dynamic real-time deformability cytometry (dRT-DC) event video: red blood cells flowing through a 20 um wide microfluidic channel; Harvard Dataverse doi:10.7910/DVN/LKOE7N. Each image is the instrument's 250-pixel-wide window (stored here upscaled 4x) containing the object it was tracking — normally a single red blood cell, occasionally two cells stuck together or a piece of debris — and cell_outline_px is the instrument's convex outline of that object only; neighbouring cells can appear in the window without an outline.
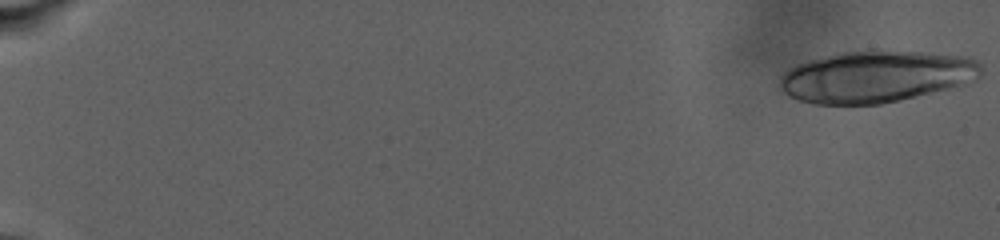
{"species": "human", "species_latin": "Homo sapiens", "temperature_condition": "warm", "stored_images_in_passage": 48, "camera_frame_rate_fps": 3000, "um_per_image_px": 0.085, "donor": {"sex": "male"}, "frame": {"image": 1, "passage_image": 1, "time_ms": 0.0, "image_size_px": [1000, 240], "cell_outline_px": [[984, 68], [980, 76], [976, 80], [900, 100], [880, 104], [816, 104], [800, 100], [788, 96], [780, 88], [780, 76], [784, 72], [796, 64], [808, 60], [836, 52], [924, 52], [972, 56]], "centroid_in_image_um": [74.47, 6.51], "position_along_channel_um": 10.5, "area_um2": 60.29}}
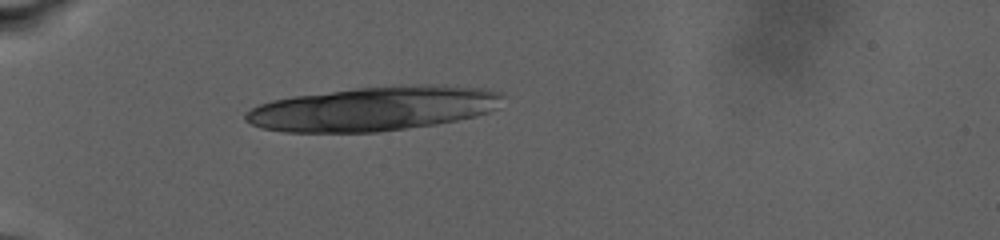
{"frame": {"image": 2, "passage_image": 18, "time_ms": 8.667, "image_size_px": [1000, 240], "cell_outline_px": [[508, 96], [496, 108], [488, 112], [476, 116], [436, 124], [376, 132], [284, 132], [260, 128], [244, 120], [244, 112], [260, 104], [272, 100], [292, 96], [356, 88], [416, 84], [448, 84], [488, 88], [504, 92]], "centroid_in_image_um": [31.83, 9.22], "position_along_channel_um": 53.2, "area_um2": 67.16}}